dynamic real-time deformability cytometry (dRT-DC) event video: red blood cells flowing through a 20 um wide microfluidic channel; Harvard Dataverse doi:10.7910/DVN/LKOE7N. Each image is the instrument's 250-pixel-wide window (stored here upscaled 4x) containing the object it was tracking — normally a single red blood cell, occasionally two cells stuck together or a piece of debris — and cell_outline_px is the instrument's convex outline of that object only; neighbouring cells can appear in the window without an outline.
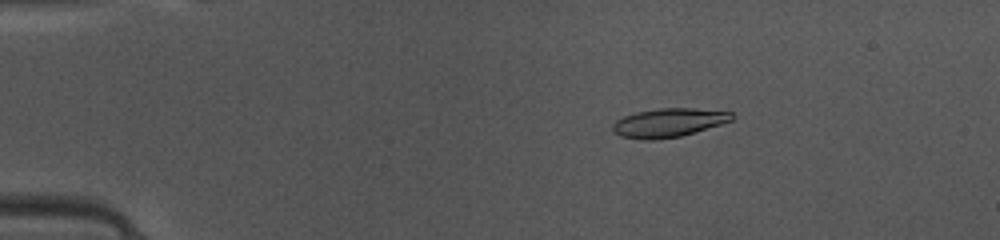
{"species": "common noctule bat (a hibernating species)", "species_latin": "Nyctalus noctula", "temperature_condition": "warm", "stored_images_in_passage": 48, "camera_frame_rate_fps": 3000, "um_per_image_px": 0.085, "animal": {"sex": "female", "body_mass_g": 10.0, "forearm_length_mm": 53.1}, "frame": {"image": 1, "passage_image": 9, "time_ms": 2.667, "image_size_px": [1000, 240], "cell_outline_px": [[736, 116], [732, 120], [720, 124], [680, 136], [652, 140], [644, 140], [620, 136], [612, 132], [612, 124], [616, 120], [624, 116], [636, 112], [660, 108], [692, 108], [732, 112]], "centroid_in_image_um": [56.8, 10.42], "position_along_channel_um": 28.2, "area_um2": 19.88}}
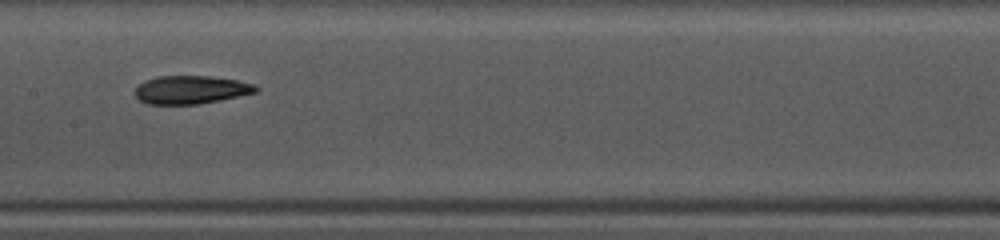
{"frame": {"image": 2, "passage_image": 25, "time_ms": 8.0, "image_size_px": [1000, 240], "cell_outline_px": [[260, 88], [256, 92], [220, 100], [200, 104], [148, 104], [140, 100], [136, 96], [136, 88], [144, 80], [156, 76], [212, 76], [236, 80], [252, 84]], "centroid_in_image_um": [16.22, 7.62], "position_along_channel_um": 191.2, "area_um2": 19.77}}
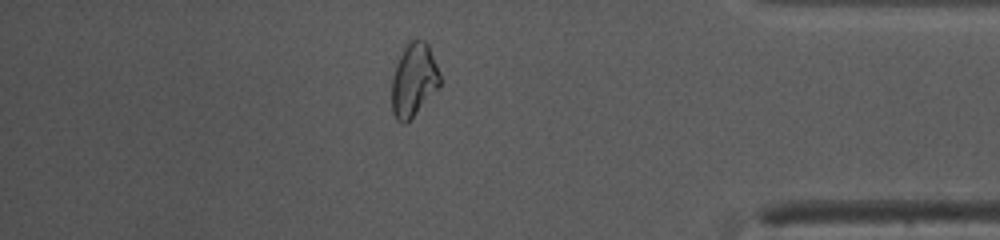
{"frame": {"image": 3, "passage_image": 42, "time_ms": 13.667, "image_size_px": [1000, 240], "cell_outline_px": [[440, 88], [404, 124], [396, 120], [392, 112], [392, 76], [396, 64], [408, 40], [424, 40], [428, 44], [436, 64], [440, 76]], "centroid_in_image_um": [35.17, 6.79], "position_along_channel_um": 400.0, "area_um2": 20.46}, "authors_computed_cell_mechanics": {"area_um2": 19.941, "velocity_mm_per_s": 4.1577, "shape_relaxation_time_tau1_ms": 3.4408, "shape_relaxation_time_tau2_ms": 3.2463, "deformation_change_tau1": 0.1467, "deformation_change_tau2": 0.1134}}